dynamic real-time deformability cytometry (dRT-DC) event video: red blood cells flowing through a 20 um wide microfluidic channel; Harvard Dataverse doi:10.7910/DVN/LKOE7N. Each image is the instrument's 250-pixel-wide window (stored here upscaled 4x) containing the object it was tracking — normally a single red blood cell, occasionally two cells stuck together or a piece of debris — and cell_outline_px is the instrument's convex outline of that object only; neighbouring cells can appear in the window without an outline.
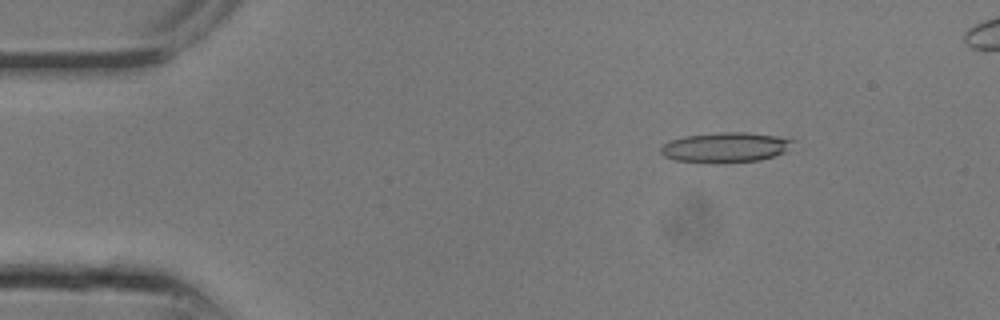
{"species": "common noctule bat (a hibernating species)", "species_latin": "Nyctalus noctula", "temperature_condition": "room temperature", "stored_images_in_passage": 7, "camera_frame_rate_fps": 3000, "um_per_image_px": 0.085, "animal": {"sex": "male", "body_mass_g": 13.3}, "frame": {"image": 1, "passage_image": 2, "time_ms": 0.333, "image_size_px": [1000, 320], "cell_outline_px": [[796, 140], [784, 152], [776, 156], [760, 160], [724, 164], [676, 160], [664, 156], [660, 152], [660, 148], [668, 140], [684, 136], [720, 132], [744, 132], [776, 136]], "centroid_in_image_um": [61.65, 12.54], "position_along_channel_um": 23.3, "area_um2": 23.35}}